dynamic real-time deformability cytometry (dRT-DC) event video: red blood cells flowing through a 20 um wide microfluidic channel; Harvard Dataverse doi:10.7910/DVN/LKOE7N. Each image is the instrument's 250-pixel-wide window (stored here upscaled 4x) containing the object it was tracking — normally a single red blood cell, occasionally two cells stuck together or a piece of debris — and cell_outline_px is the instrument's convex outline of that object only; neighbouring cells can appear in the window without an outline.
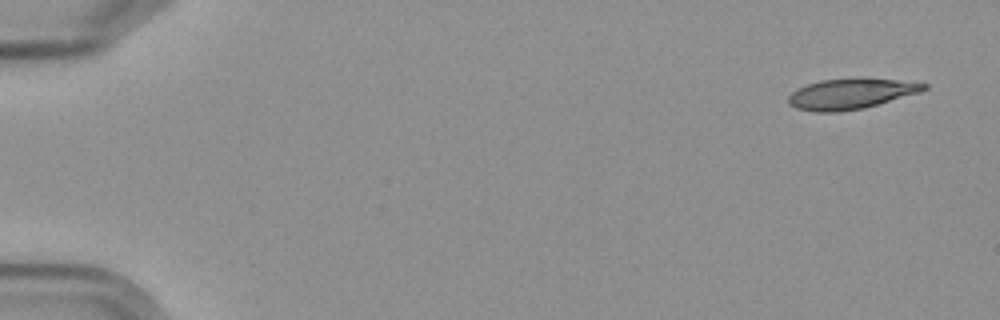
{"species": "Egyptian fruit bat (a non-hibernating species)", "species_latin": "Rousettus aegyptiacus", "temperature_condition": "cold", "stored_images_in_passage": 5, "camera_frame_rate_fps": 3000, "um_per_image_px": 0.085, "frame": {"image": 1, "passage_image": 1, "time_ms": 0.0, "image_size_px": [1000, 320], "cell_outline_px": [[928, 88], [920, 92], [864, 108], [840, 112], [816, 112], [796, 108], [788, 104], [788, 96], [792, 92], [808, 84], [820, 80], [896, 80], [928, 84]], "centroid_in_image_um": [72.29, 8.01], "position_along_channel_um": 12.7, "area_um2": 23.29}}